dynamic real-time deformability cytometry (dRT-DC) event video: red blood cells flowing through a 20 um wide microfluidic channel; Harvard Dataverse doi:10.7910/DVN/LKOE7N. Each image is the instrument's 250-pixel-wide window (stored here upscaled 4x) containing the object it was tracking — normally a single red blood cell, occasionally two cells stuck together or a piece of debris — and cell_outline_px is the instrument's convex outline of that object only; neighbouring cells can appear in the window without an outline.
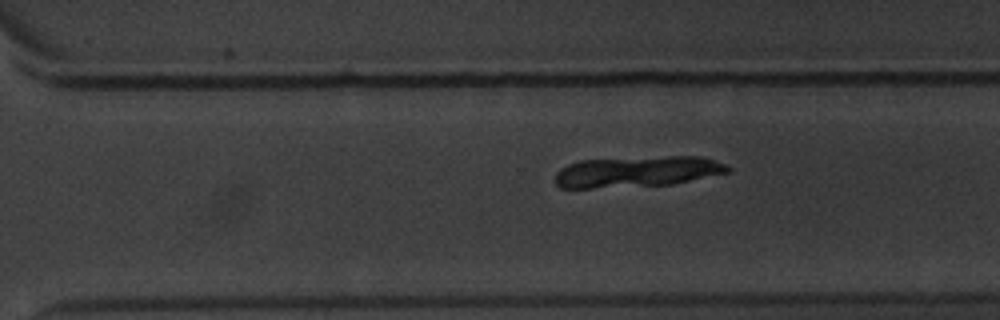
{"species": "common noctule bat (a hibernating species)", "species_latin": "Nyctalus noctula", "temperature_condition": "warm", "stored_images_in_passage": 10, "segment_of_instrument_passage": [2, 2], "camera_frame_rate_fps": 3000, "um_per_image_px": 0.085, "animal": {"sex": "male", "body_mass_g": 20.1, "forearm_length_mm": 53.5}, "frame": {"image": 1, "passage_image": 10, "time_ms": 11.0, "image_size_px": [1000, 320], "cell_outline_px": [[732, 172], [672, 184], [592, 188], [560, 188], [552, 180], [556, 172], [560, 168], [568, 164], [580, 160], [668, 156], [700, 156], [724, 164], [732, 168]], "centroid_in_image_um": [54.13, 14.59], "position_along_channel_um": 316.5, "area_um2": 31.27}}